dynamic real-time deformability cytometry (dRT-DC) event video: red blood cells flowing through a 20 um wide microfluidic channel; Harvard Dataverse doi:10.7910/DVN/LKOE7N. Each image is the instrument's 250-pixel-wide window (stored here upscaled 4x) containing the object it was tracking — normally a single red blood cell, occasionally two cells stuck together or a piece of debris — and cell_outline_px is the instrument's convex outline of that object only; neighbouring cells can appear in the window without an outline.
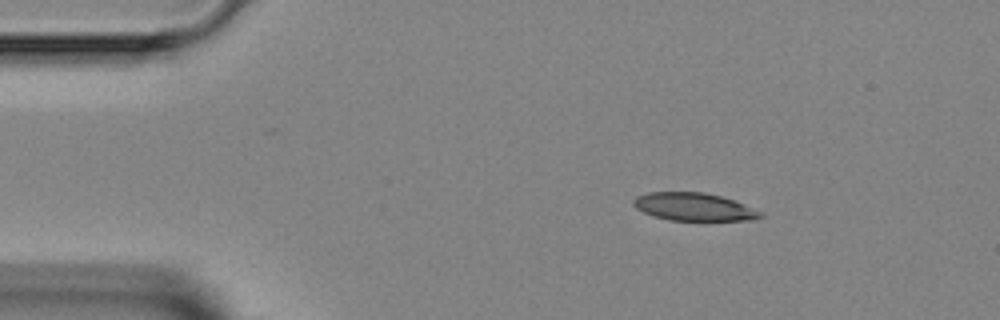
{"species": "Egyptian fruit bat (a non-hibernating species)", "species_latin": "Rousettus aegyptiacus", "temperature_condition": "room temperature", "stored_images_in_passage": 6, "camera_frame_rate_fps": 3000, "um_per_image_px": 0.085, "animal": {"sex": "female"}, "frame": {"image": 1, "passage_image": 1, "time_ms": 0.0, "image_size_px": [1000, 320], "cell_outline_px": [[764, 216], [756, 220], [668, 220], [652, 216], [636, 208], [632, 204], [632, 200], [636, 196], [648, 192], [704, 192], [720, 196], [744, 204], [760, 212]], "centroid_in_image_um": [58.94, 17.58], "position_along_channel_um": 26.1, "area_um2": 20.58}}
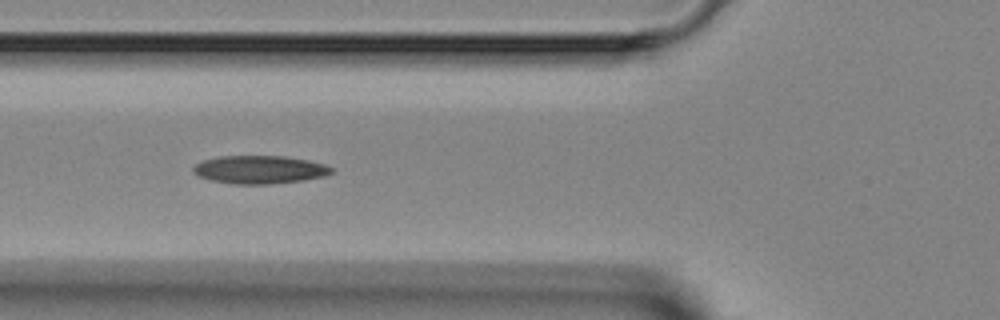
{"frame": {"image": 2, "passage_image": 4, "time_ms": 3.333, "image_size_px": [1000, 320], "cell_outline_px": [[332, 172], [324, 176], [304, 180], [268, 184], [236, 184], [212, 180], [200, 176], [192, 172], [192, 168], [196, 164], [204, 160], [220, 156], [288, 156], [308, 160], [324, 164], [332, 168]], "centroid_in_image_um": [22.07, 14.41], "position_along_channel_um": 103.7, "area_um2": 22.48}}
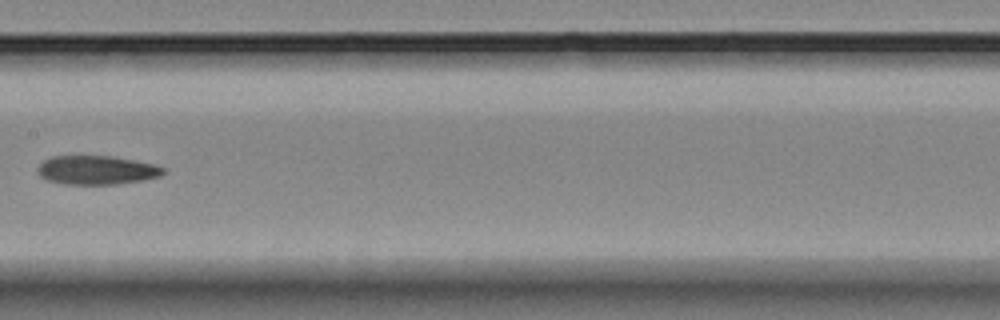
{"frame": {"image": 3, "passage_image": 6, "time_ms": 5.667, "image_size_px": [1000, 320], "cell_outline_px": [[164, 172], [160, 176], [140, 180], [116, 184], [64, 184], [48, 180], [40, 176], [36, 172], [36, 168], [44, 160], [52, 156], [112, 156], [156, 164], [164, 168]], "centroid_in_image_um": [8.18, 14.45], "position_along_channel_um": 199.2, "area_um2": 21.1}}